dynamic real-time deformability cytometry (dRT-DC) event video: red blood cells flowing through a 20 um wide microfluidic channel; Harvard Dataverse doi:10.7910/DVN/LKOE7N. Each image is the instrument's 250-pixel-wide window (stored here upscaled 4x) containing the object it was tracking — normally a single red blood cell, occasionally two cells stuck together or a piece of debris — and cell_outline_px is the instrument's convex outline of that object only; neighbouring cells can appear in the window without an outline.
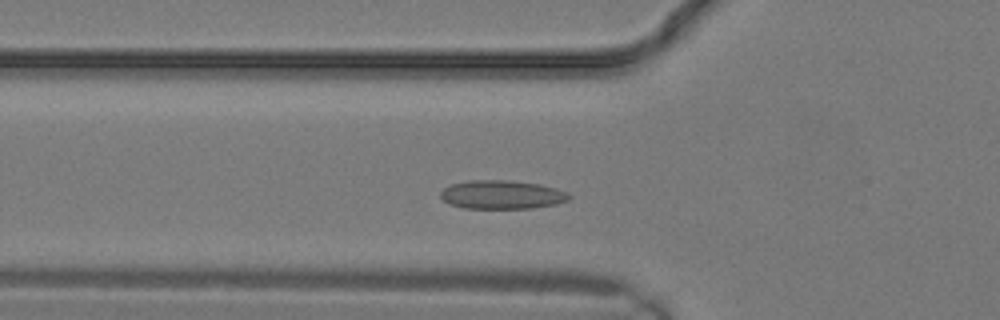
{"species": "common noctule bat (a hibernating species)", "species_latin": "Nyctalus noctula", "temperature_condition": "warm", "stored_images_in_passage": 13, "camera_frame_rate_fps": 3000, "um_per_image_px": 0.085, "animal": {"sex": "male", "body_mass_g": 19.2, "forearm_length_mm": 51.8}, "frame": {"image": 1, "passage_image": 6, "time_ms": 1.667, "image_size_px": [1000, 320], "cell_outline_px": [[572, 196], [568, 200], [556, 204], [532, 208], [464, 208], [448, 204], [440, 196], [440, 192], [444, 188], [452, 184], [468, 180], [508, 180], [540, 184], [556, 188], [568, 192]], "centroid_in_image_um": [42.67, 16.54], "position_along_channel_um": 83.1, "area_um2": 21.56}}
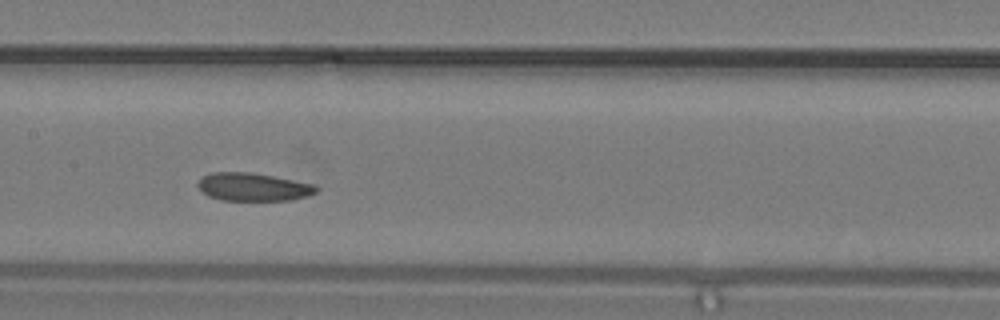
{"frame": {"image": 2, "passage_image": 10, "time_ms": 3.0, "image_size_px": [1000, 320], "cell_outline_px": [[320, 188], [316, 192], [308, 196], [292, 200], [220, 200], [208, 196], [196, 184], [204, 176], [212, 172], [252, 172], [312, 184]], "centroid_in_image_um": [21.52, 15.89], "position_along_channel_um": 185.9, "area_um2": 19.19}}
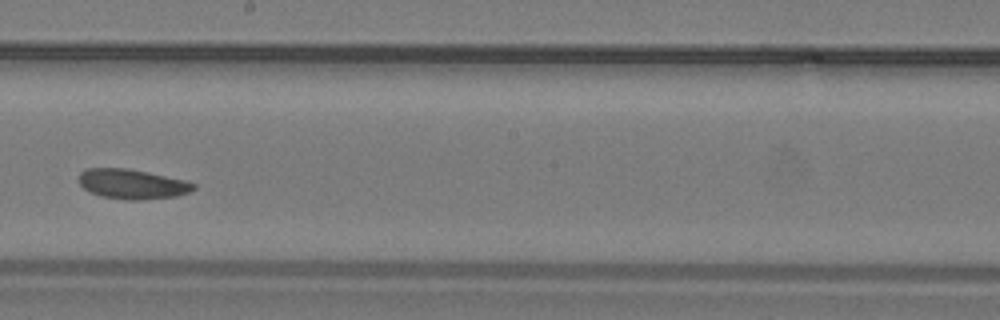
{"frame": {"image": 3, "passage_image": 12, "time_ms": 3.667, "image_size_px": [1000, 320], "cell_outline_px": [[196, 188], [188, 192], [176, 196], [140, 200], [124, 200], [100, 196], [84, 188], [76, 180], [80, 172], [84, 168], [128, 168], [188, 180], [196, 184]], "centroid_in_image_um": [11.23, 15.63], "position_along_channel_um": 237.0, "area_um2": 20.23}}